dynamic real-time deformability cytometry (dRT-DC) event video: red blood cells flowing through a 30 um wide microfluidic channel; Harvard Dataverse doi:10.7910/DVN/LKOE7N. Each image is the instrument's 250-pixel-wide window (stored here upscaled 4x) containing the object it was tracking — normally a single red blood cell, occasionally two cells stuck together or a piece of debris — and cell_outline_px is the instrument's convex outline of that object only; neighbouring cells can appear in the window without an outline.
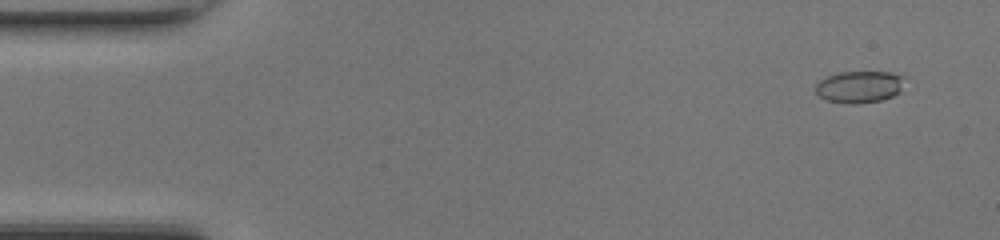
{"species": "common noctule bat (a hibernating species)", "species_latin": "Nyctalus noctula", "temperature_condition": "room temperature", "stored_images_in_passage": 48, "camera_frame_rate_fps": 3000, "um_per_image_px": 0.085, "animal": {"sex": "female", "body_mass_g": 17.0, "forearm_length_mm": 48.0}, "frame": {"image": 1, "passage_image": 3, "time_ms": 0.667, "image_size_px": [1000, 240], "cell_outline_px": [[900, 92], [892, 96], [880, 100], [856, 104], [852, 104], [828, 100], [820, 96], [816, 92], [816, 84], [820, 80], [828, 76], [840, 72], [888, 72], [900, 76]], "centroid_in_image_um": [72.99, 7.38], "position_along_channel_um": 12.0, "area_um2": 16.01}}
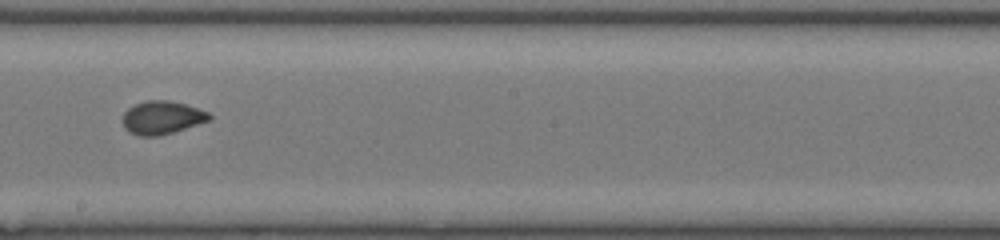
{"frame": {"image": 2, "passage_image": 27, "time_ms": 8.667, "image_size_px": [1000, 240], "cell_outline_px": [[212, 120], [160, 136], [140, 136], [128, 132], [124, 128], [124, 112], [128, 108], [136, 104], [148, 100], [168, 100], [184, 104], [208, 112], [212, 116]], "centroid_in_image_um": [13.78, 10.01], "position_along_channel_um": 234.4, "area_um2": 16.7}}
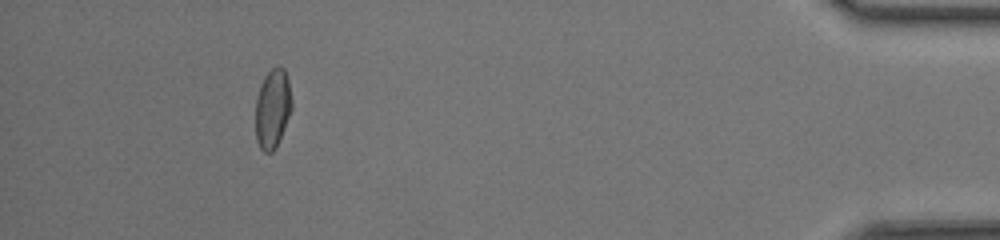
{"frame": {"image": 3, "passage_image": 44, "time_ms": 14.333, "image_size_px": [1000, 240], "cell_outline_px": [[292, 108], [276, 148], [272, 152], [264, 152], [260, 148], [256, 140], [256, 96], [264, 76], [276, 64], [280, 64], [284, 68], [288, 80], [292, 100]], "centroid_in_image_um": [23.17, 9.2], "position_along_channel_um": 412.0, "area_um2": 16.88}, "authors_computed_cell_mechanics": {"area_um2": 16.7042, "velocity_mm_per_s": 4.3309, "shape_relaxation_time_tau1_ms": 3.9185, "shape_relaxation_time_tau2_ms": null, "deformation_change_tau1": 0.1354, "deformation_change_tau2": null}}